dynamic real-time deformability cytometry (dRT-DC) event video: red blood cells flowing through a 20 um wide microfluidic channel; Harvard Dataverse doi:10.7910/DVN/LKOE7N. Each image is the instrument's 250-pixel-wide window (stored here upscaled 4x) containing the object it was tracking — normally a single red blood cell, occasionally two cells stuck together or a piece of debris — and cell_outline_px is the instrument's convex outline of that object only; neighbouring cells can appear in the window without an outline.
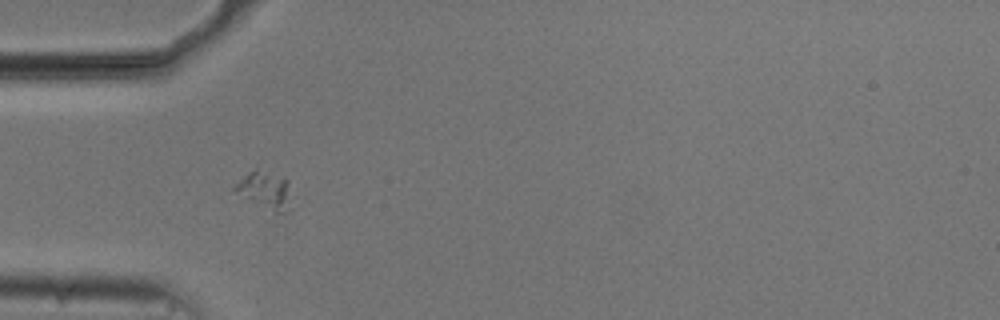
{"species": "common noctule bat (a hibernating species)", "species_latin": "Nyctalus noctula", "temperature_condition": "cold", "stored_images_in_passage": 38, "camera_frame_rate_fps": 3000, "um_per_image_px": 0.085, "animal": {"sex": "male", "body_mass_g": 20.5, "forearm_length_mm": 52.5}, "frame": {"image": 1, "passage_image": 1, "time_ms": 0.0, "image_size_px": [1000, 320], "cell_outline_px": [[292, 208], [288, 212], [276, 212], [232, 188], [248, 172], [256, 168], [288, 180]], "centroid_in_image_um": [22.63, 16.15], "position_along_channel_um": 62.4, "area_um2": 11.56}}
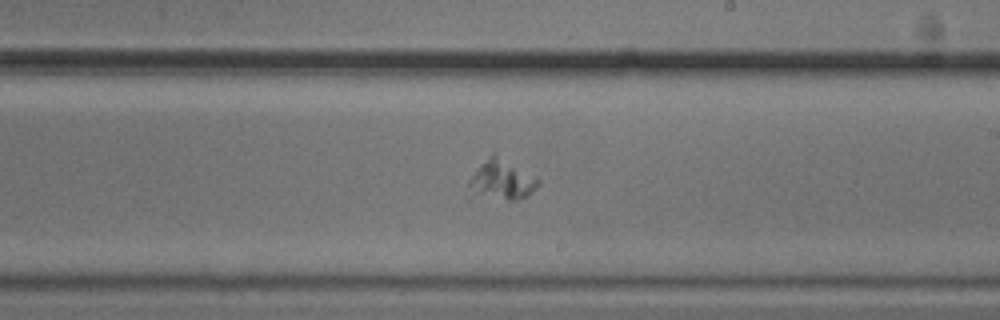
{"frame": {"image": 2, "passage_image": 16, "time_ms": 5.0, "image_size_px": [1000, 320], "cell_outline_px": [[540, 184], [536, 188], [524, 196], [512, 200], [508, 200], [472, 192], [468, 184], [468, 180], [492, 152], [496, 152], [540, 180]], "centroid_in_image_um": [42.68, 15.22], "position_along_channel_um": 246.3, "area_um2": 15.43}}
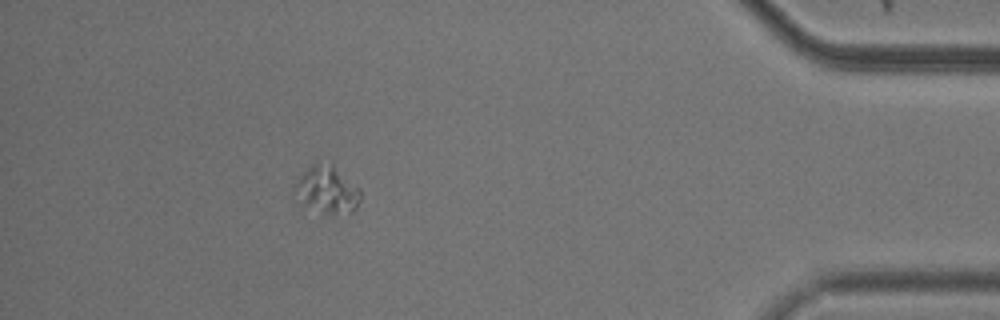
{"frame": {"image": 3, "passage_image": 33, "time_ms": 10.667, "image_size_px": [1000, 320], "cell_outline_px": [[360, 200], [356, 208], [352, 212], [324, 212], [300, 208], [292, 192], [292, 188], [300, 176], [316, 160], [332, 164], [360, 188]], "centroid_in_image_um": [27.71, 16.12], "position_along_channel_um": 407.5, "area_um2": 18.55}}